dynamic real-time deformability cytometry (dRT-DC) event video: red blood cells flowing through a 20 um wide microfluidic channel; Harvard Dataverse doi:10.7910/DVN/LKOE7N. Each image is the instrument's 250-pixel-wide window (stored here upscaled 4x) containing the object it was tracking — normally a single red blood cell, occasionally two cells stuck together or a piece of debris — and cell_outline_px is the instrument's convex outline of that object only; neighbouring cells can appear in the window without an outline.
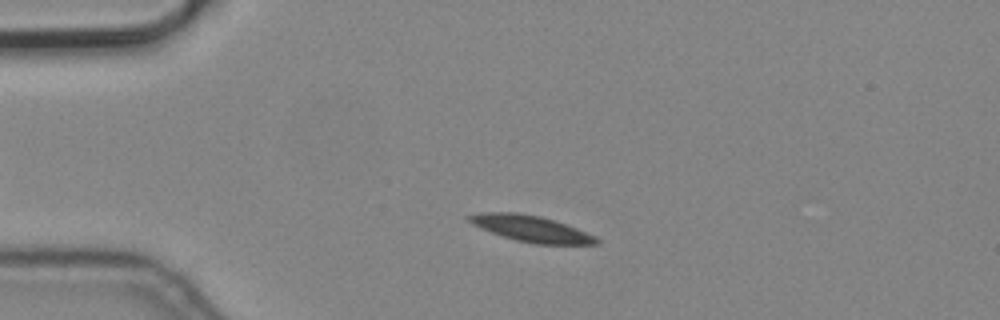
{"species": "common noctule bat (a hibernating species)", "species_latin": "Nyctalus noctula", "temperature_condition": "cold", "stored_images_in_passage": 3, "camera_frame_rate_fps": 3000, "um_per_image_px": 0.085, "animal": {"sex": "male", "body_mass_g": 19.2, "forearm_length_mm": 51.8}, "frame": {"image": 1, "passage_image": 2, "time_ms": 0.333, "image_size_px": [1000, 320], "cell_outline_px": [[600, 244], [536, 244], [516, 240], [480, 228], [472, 224], [464, 216], [480, 212], [516, 212], [540, 216], [576, 228], [596, 236], [600, 240]], "centroid_in_image_um": [45.12, 19.43], "position_along_channel_um": 39.9, "area_um2": 19.31}}